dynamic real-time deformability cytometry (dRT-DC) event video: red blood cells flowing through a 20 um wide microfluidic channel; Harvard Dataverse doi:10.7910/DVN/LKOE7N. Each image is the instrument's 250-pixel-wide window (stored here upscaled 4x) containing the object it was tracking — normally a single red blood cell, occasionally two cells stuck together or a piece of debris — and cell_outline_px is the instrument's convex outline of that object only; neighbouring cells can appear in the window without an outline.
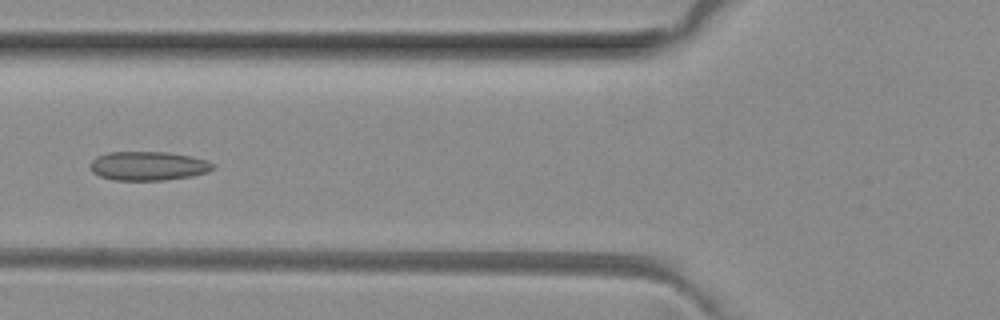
{"species": "common noctule bat (a hibernating species)", "species_latin": "Nyctalus noctula", "temperature_condition": "room temperature", "stored_images_in_passage": 48, "camera_frame_rate_fps": 3000, "um_per_image_px": 0.085, "animal": {"sex": "female", "body_mass_g": 29.2, "forearm_length_mm": 56.3}, "frame": {"image": 1, "passage_image": 17, "time_ms": 5.333, "image_size_px": [1000, 320], "cell_outline_px": [[216, 168], [208, 172], [192, 176], [164, 180], [112, 180], [100, 176], [92, 172], [88, 168], [88, 164], [96, 156], [108, 152], [168, 152], [208, 160], [216, 164]], "centroid_in_image_um": [12.59, 14.1], "position_along_channel_um": 113.2, "area_um2": 21.04}}
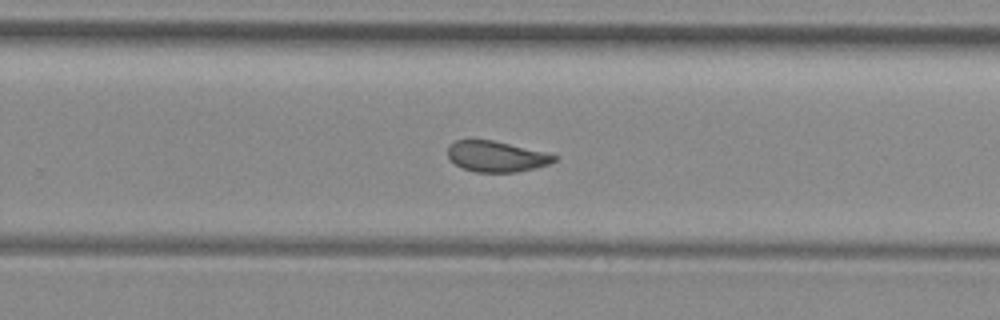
{"frame": {"image": 2, "passage_image": 30, "time_ms": 9.667, "image_size_px": [1000, 320], "cell_outline_px": [[556, 160], [548, 164], [536, 168], [516, 172], [476, 172], [464, 168], [456, 164], [448, 156], [448, 148], [456, 140], [468, 136], [492, 140], [544, 152], [556, 156]], "centroid_in_image_um": [42.14, 13.26], "position_along_channel_um": 287.7, "area_um2": 19.19}}
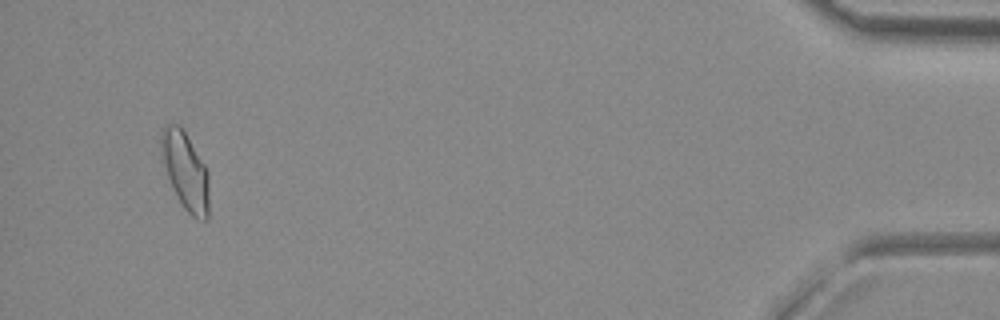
{"frame": {"image": 3, "passage_image": 46, "time_ms": 15.0, "image_size_px": [1000, 320], "cell_outline_px": [[208, 220], [196, 220], [184, 208], [176, 196], [168, 176], [164, 164], [160, 144], [160, 132], [168, 124], [180, 124], [204, 164], [208, 172]], "centroid_in_image_um": [15.76, 14.54], "position_along_channel_um": 419.4, "area_um2": 21.44}, "authors_computed_cell_mechanics": {"area_um2": 20.4034, "velocity_mm_per_s": 4.0331, "shape_relaxation_time_tau1_ms": null, "shape_relaxation_time_tau2_ms": 1.6259, "deformation_change_tau1": null, "deformation_change_tau2": 0.0863}}